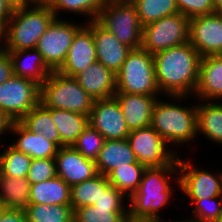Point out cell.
<instances>
[{
	"label": "cell",
	"instance_id": "cell-2",
	"mask_svg": "<svg viewBox=\"0 0 222 222\" xmlns=\"http://www.w3.org/2000/svg\"><path fill=\"white\" fill-rule=\"evenodd\" d=\"M176 186L180 189L178 161L174 165L146 167L137 191L128 198L129 218L164 221L161 210L172 204Z\"/></svg>",
	"mask_w": 222,
	"mask_h": 222
},
{
	"label": "cell",
	"instance_id": "cell-8",
	"mask_svg": "<svg viewBox=\"0 0 222 222\" xmlns=\"http://www.w3.org/2000/svg\"><path fill=\"white\" fill-rule=\"evenodd\" d=\"M190 19L177 13L147 24L142 31L141 48L150 54L185 44L189 41Z\"/></svg>",
	"mask_w": 222,
	"mask_h": 222
},
{
	"label": "cell",
	"instance_id": "cell-24",
	"mask_svg": "<svg viewBox=\"0 0 222 222\" xmlns=\"http://www.w3.org/2000/svg\"><path fill=\"white\" fill-rule=\"evenodd\" d=\"M197 135L222 146V103L221 101L197 100Z\"/></svg>",
	"mask_w": 222,
	"mask_h": 222
},
{
	"label": "cell",
	"instance_id": "cell-31",
	"mask_svg": "<svg viewBox=\"0 0 222 222\" xmlns=\"http://www.w3.org/2000/svg\"><path fill=\"white\" fill-rule=\"evenodd\" d=\"M0 149V174L14 178H27L32 158L17 151L7 142L3 143Z\"/></svg>",
	"mask_w": 222,
	"mask_h": 222
},
{
	"label": "cell",
	"instance_id": "cell-22",
	"mask_svg": "<svg viewBox=\"0 0 222 222\" xmlns=\"http://www.w3.org/2000/svg\"><path fill=\"white\" fill-rule=\"evenodd\" d=\"M13 65V75L30 79L41 85L53 71L46 65L36 49L8 51Z\"/></svg>",
	"mask_w": 222,
	"mask_h": 222
},
{
	"label": "cell",
	"instance_id": "cell-45",
	"mask_svg": "<svg viewBox=\"0 0 222 222\" xmlns=\"http://www.w3.org/2000/svg\"><path fill=\"white\" fill-rule=\"evenodd\" d=\"M14 9L33 4L32 0H6Z\"/></svg>",
	"mask_w": 222,
	"mask_h": 222
},
{
	"label": "cell",
	"instance_id": "cell-16",
	"mask_svg": "<svg viewBox=\"0 0 222 222\" xmlns=\"http://www.w3.org/2000/svg\"><path fill=\"white\" fill-rule=\"evenodd\" d=\"M55 161L57 176L70 187L98 174L95 161L86 159L72 146L60 147Z\"/></svg>",
	"mask_w": 222,
	"mask_h": 222
},
{
	"label": "cell",
	"instance_id": "cell-20",
	"mask_svg": "<svg viewBox=\"0 0 222 222\" xmlns=\"http://www.w3.org/2000/svg\"><path fill=\"white\" fill-rule=\"evenodd\" d=\"M9 134L16 138L13 142L11 137L8 138L11 142L9 144L32 159L55 158L58 152L59 147L55 143L47 140L41 133L30 132L19 121L12 122Z\"/></svg>",
	"mask_w": 222,
	"mask_h": 222
},
{
	"label": "cell",
	"instance_id": "cell-29",
	"mask_svg": "<svg viewBox=\"0 0 222 222\" xmlns=\"http://www.w3.org/2000/svg\"><path fill=\"white\" fill-rule=\"evenodd\" d=\"M106 0H49L46 4L53 11L56 18H62L65 15L82 16L80 22H90L96 20L100 10L103 8ZM70 12V13H69ZM67 13V14H66ZM84 16V17H83ZM85 20H84V19Z\"/></svg>",
	"mask_w": 222,
	"mask_h": 222
},
{
	"label": "cell",
	"instance_id": "cell-38",
	"mask_svg": "<svg viewBox=\"0 0 222 222\" xmlns=\"http://www.w3.org/2000/svg\"><path fill=\"white\" fill-rule=\"evenodd\" d=\"M93 206L98 208H129L128 198L101 174V194Z\"/></svg>",
	"mask_w": 222,
	"mask_h": 222
},
{
	"label": "cell",
	"instance_id": "cell-50",
	"mask_svg": "<svg viewBox=\"0 0 222 222\" xmlns=\"http://www.w3.org/2000/svg\"><path fill=\"white\" fill-rule=\"evenodd\" d=\"M49 0H32L33 3H47Z\"/></svg>",
	"mask_w": 222,
	"mask_h": 222
},
{
	"label": "cell",
	"instance_id": "cell-37",
	"mask_svg": "<svg viewBox=\"0 0 222 222\" xmlns=\"http://www.w3.org/2000/svg\"><path fill=\"white\" fill-rule=\"evenodd\" d=\"M104 142V137L89 124L72 147L86 159L96 161Z\"/></svg>",
	"mask_w": 222,
	"mask_h": 222
},
{
	"label": "cell",
	"instance_id": "cell-47",
	"mask_svg": "<svg viewBox=\"0 0 222 222\" xmlns=\"http://www.w3.org/2000/svg\"><path fill=\"white\" fill-rule=\"evenodd\" d=\"M211 3L216 11H222V0H211Z\"/></svg>",
	"mask_w": 222,
	"mask_h": 222
},
{
	"label": "cell",
	"instance_id": "cell-33",
	"mask_svg": "<svg viewBox=\"0 0 222 222\" xmlns=\"http://www.w3.org/2000/svg\"><path fill=\"white\" fill-rule=\"evenodd\" d=\"M71 205L29 204L27 222H74Z\"/></svg>",
	"mask_w": 222,
	"mask_h": 222
},
{
	"label": "cell",
	"instance_id": "cell-28",
	"mask_svg": "<svg viewBox=\"0 0 222 222\" xmlns=\"http://www.w3.org/2000/svg\"><path fill=\"white\" fill-rule=\"evenodd\" d=\"M19 122L30 132L41 133L47 140L61 147L58 129L51 118V108L39 102Z\"/></svg>",
	"mask_w": 222,
	"mask_h": 222
},
{
	"label": "cell",
	"instance_id": "cell-53",
	"mask_svg": "<svg viewBox=\"0 0 222 222\" xmlns=\"http://www.w3.org/2000/svg\"><path fill=\"white\" fill-rule=\"evenodd\" d=\"M217 222H222V214L220 215V218Z\"/></svg>",
	"mask_w": 222,
	"mask_h": 222
},
{
	"label": "cell",
	"instance_id": "cell-25",
	"mask_svg": "<svg viewBox=\"0 0 222 222\" xmlns=\"http://www.w3.org/2000/svg\"><path fill=\"white\" fill-rule=\"evenodd\" d=\"M70 190L71 187L58 176L31 184L29 204L71 205Z\"/></svg>",
	"mask_w": 222,
	"mask_h": 222
},
{
	"label": "cell",
	"instance_id": "cell-39",
	"mask_svg": "<svg viewBox=\"0 0 222 222\" xmlns=\"http://www.w3.org/2000/svg\"><path fill=\"white\" fill-rule=\"evenodd\" d=\"M57 176L55 158L32 159L27 180L30 184L44 182Z\"/></svg>",
	"mask_w": 222,
	"mask_h": 222
},
{
	"label": "cell",
	"instance_id": "cell-48",
	"mask_svg": "<svg viewBox=\"0 0 222 222\" xmlns=\"http://www.w3.org/2000/svg\"><path fill=\"white\" fill-rule=\"evenodd\" d=\"M124 222H159L157 220L131 219L127 218Z\"/></svg>",
	"mask_w": 222,
	"mask_h": 222
},
{
	"label": "cell",
	"instance_id": "cell-3",
	"mask_svg": "<svg viewBox=\"0 0 222 222\" xmlns=\"http://www.w3.org/2000/svg\"><path fill=\"white\" fill-rule=\"evenodd\" d=\"M162 97L166 100H162ZM191 97L161 96L152 111L151 126L178 155H181V147L186 146L188 149L187 147L200 139L197 135V99L194 103L186 104L187 99L190 100Z\"/></svg>",
	"mask_w": 222,
	"mask_h": 222
},
{
	"label": "cell",
	"instance_id": "cell-15",
	"mask_svg": "<svg viewBox=\"0 0 222 222\" xmlns=\"http://www.w3.org/2000/svg\"><path fill=\"white\" fill-rule=\"evenodd\" d=\"M97 61L93 40L92 21L86 22L75 34L66 60L58 72L67 77H75Z\"/></svg>",
	"mask_w": 222,
	"mask_h": 222
},
{
	"label": "cell",
	"instance_id": "cell-32",
	"mask_svg": "<svg viewBox=\"0 0 222 222\" xmlns=\"http://www.w3.org/2000/svg\"><path fill=\"white\" fill-rule=\"evenodd\" d=\"M141 25L179 13L175 0H133Z\"/></svg>",
	"mask_w": 222,
	"mask_h": 222
},
{
	"label": "cell",
	"instance_id": "cell-18",
	"mask_svg": "<svg viewBox=\"0 0 222 222\" xmlns=\"http://www.w3.org/2000/svg\"><path fill=\"white\" fill-rule=\"evenodd\" d=\"M119 103L129 130L151 125L152 111L161 95H138L116 92L113 96Z\"/></svg>",
	"mask_w": 222,
	"mask_h": 222
},
{
	"label": "cell",
	"instance_id": "cell-14",
	"mask_svg": "<svg viewBox=\"0 0 222 222\" xmlns=\"http://www.w3.org/2000/svg\"><path fill=\"white\" fill-rule=\"evenodd\" d=\"M89 124L96 129L105 140L127 139L130 133L121 107L114 97L94 101L93 108L89 115Z\"/></svg>",
	"mask_w": 222,
	"mask_h": 222
},
{
	"label": "cell",
	"instance_id": "cell-40",
	"mask_svg": "<svg viewBox=\"0 0 222 222\" xmlns=\"http://www.w3.org/2000/svg\"><path fill=\"white\" fill-rule=\"evenodd\" d=\"M179 13L189 19L216 12L211 0H175Z\"/></svg>",
	"mask_w": 222,
	"mask_h": 222
},
{
	"label": "cell",
	"instance_id": "cell-10",
	"mask_svg": "<svg viewBox=\"0 0 222 222\" xmlns=\"http://www.w3.org/2000/svg\"><path fill=\"white\" fill-rule=\"evenodd\" d=\"M73 20L55 18L37 42L36 49L52 71H58L64 64L76 32L85 24Z\"/></svg>",
	"mask_w": 222,
	"mask_h": 222
},
{
	"label": "cell",
	"instance_id": "cell-9",
	"mask_svg": "<svg viewBox=\"0 0 222 222\" xmlns=\"http://www.w3.org/2000/svg\"><path fill=\"white\" fill-rule=\"evenodd\" d=\"M189 157L183 160V157L178 155V168L180 189L179 192L187 199H204L208 197L222 196V169L213 170L208 168L204 170L199 167L193 160H188ZM197 164V165H195ZM198 166V167H197ZM213 170V171H212Z\"/></svg>",
	"mask_w": 222,
	"mask_h": 222
},
{
	"label": "cell",
	"instance_id": "cell-6",
	"mask_svg": "<svg viewBox=\"0 0 222 222\" xmlns=\"http://www.w3.org/2000/svg\"><path fill=\"white\" fill-rule=\"evenodd\" d=\"M116 92L162 95L155 77L153 55L142 48L132 49L116 74Z\"/></svg>",
	"mask_w": 222,
	"mask_h": 222
},
{
	"label": "cell",
	"instance_id": "cell-26",
	"mask_svg": "<svg viewBox=\"0 0 222 222\" xmlns=\"http://www.w3.org/2000/svg\"><path fill=\"white\" fill-rule=\"evenodd\" d=\"M51 118L58 129L61 147L72 146L89 125V116L51 108Z\"/></svg>",
	"mask_w": 222,
	"mask_h": 222
},
{
	"label": "cell",
	"instance_id": "cell-35",
	"mask_svg": "<svg viewBox=\"0 0 222 222\" xmlns=\"http://www.w3.org/2000/svg\"><path fill=\"white\" fill-rule=\"evenodd\" d=\"M70 203L73 211L82 206L95 203L101 194V174L98 173L91 179L71 186Z\"/></svg>",
	"mask_w": 222,
	"mask_h": 222
},
{
	"label": "cell",
	"instance_id": "cell-23",
	"mask_svg": "<svg viewBox=\"0 0 222 222\" xmlns=\"http://www.w3.org/2000/svg\"><path fill=\"white\" fill-rule=\"evenodd\" d=\"M136 162L137 159L127 139L105 140L95 161L97 172L106 177L114 169Z\"/></svg>",
	"mask_w": 222,
	"mask_h": 222
},
{
	"label": "cell",
	"instance_id": "cell-11",
	"mask_svg": "<svg viewBox=\"0 0 222 222\" xmlns=\"http://www.w3.org/2000/svg\"><path fill=\"white\" fill-rule=\"evenodd\" d=\"M40 102V85L30 79L12 75L0 84V110L9 119L20 121Z\"/></svg>",
	"mask_w": 222,
	"mask_h": 222
},
{
	"label": "cell",
	"instance_id": "cell-49",
	"mask_svg": "<svg viewBox=\"0 0 222 222\" xmlns=\"http://www.w3.org/2000/svg\"><path fill=\"white\" fill-rule=\"evenodd\" d=\"M186 217L185 218H183V220L180 218V220H173V219H170V220H167V219H165L164 221H162V222H195V221H192V220H190V219H187V215H185ZM185 219V220H184Z\"/></svg>",
	"mask_w": 222,
	"mask_h": 222
},
{
	"label": "cell",
	"instance_id": "cell-34",
	"mask_svg": "<svg viewBox=\"0 0 222 222\" xmlns=\"http://www.w3.org/2000/svg\"><path fill=\"white\" fill-rule=\"evenodd\" d=\"M129 217V208H98L82 206L73 212L74 222H124Z\"/></svg>",
	"mask_w": 222,
	"mask_h": 222
},
{
	"label": "cell",
	"instance_id": "cell-21",
	"mask_svg": "<svg viewBox=\"0 0 222 222\" xmlns=\"http://www.w3.org/2000/svg\"><path fill=\"white\" fill-rule=\"evenodd\" d=\"M94 99H109L116 93V74L99 61H95L74 77Z\"/></svg>",
	"mask_w": 222,
	"mask_h": 222
},
{
	"label": "cell",
	"instance_id": "cell-13",
	"mask_svg": "<svg viewBox=\"0 0 222 222\" xmlns=\"http://www.w3.org/2000/svg\"><path fill=\"white\" fill-rule=\"evenodd\" d=\"M201 57L222 54V11L193 17L189 21V41Z\"/></svg>",
	"mask_w": 222,
	"mask_h": 222
},
{
	"label": "cell",
	"instance_id": "cell-27",
	"mask_svg": "<svg viewBox=\"0 0 222 222\" xmlns=\"http://www.w3.org/2000/svg\"><path fill=\"white\" fill-rule=\"evenodd\" d=\"M30 182L0 174V203L4 209L25 210L29 205Z\"/></svg>",
	"mask_w": 222,
	"mask_h": 222
},
{
	"label": "cell",
	"instance_id": "cell-7",
	"mask_svg": "<svg viewBox=\"0 0 222 222\" xmlns=\"http://www.w3.org/2000/svg\"><path fill=\"white\" fill-rule=\"evenodd\" d=\"M96 21L131 49L141 48L143 26L132 2L106 0Z\"/></svg>",
	"mask_w": 222,
	"mask_h": 222
},
{
	"label": "cell",
	"instance_id": "cell-36",
	"mask_svg": "<svg viewBox=\"0 0 222 222\" xmlns=\"http://www.w3.org/2000/svg\"><path fill=\"white\" fill-rule=\"evenodd\" d=\"M186 204L192 209L188 219L195 222H217L222 214V196L188 199Z\"/></svg>",
	"mask_w": 222,
	"mask_h": 222
},
{
	"label": "cell",
	"instance_id": "cell-5",
	"mask_svg": "<svg viewBox=\"0 0 222 222\" xmlns=\"http://www.w3.org/2000/svg\"><path fill=\"white\" fill-rule=\"evenodd\" d=\"M94 99L74 77L53 71L40 85V103L47 108L62 109L89 116Z\"/></svg>",
	"mask_w": 222,
	"mask_h": 222
},
{
	"label": "cell",
	"instance_id": "cell-42",
	"mask_svg": "<svg viewBox=\"0 0 222 222\" xmlns=\"http://www.w3.org/2000/svg\"><path fill=\"white\" fill-rule=\"evenodd\" d=\"M0 222H27L25 210L4 209L0 214Z\"/></svg>",
	"mask_w": 222,
	"mask_h": 222
},
{
	"label": "cell",
	"instance_id": "cell-51",
	"mask_svg": "<svg viewBox=\"0 0 222 222\" xmlns=\"http://www.w3.org/2000/svg\"><path fill=\"white\" fill-rule=\"evenodd\" d=\"M3 210H4V205L2 203H0V214Z\"/></svg>",
	"mask_w": 222,
	"mask_h": 222
},
{
	"label": "cell",
	"instance_id": "cell-19",
	"mask_svg": "<svg viewBox=\"0 0 222 222\" xmlns=\"http://www.w3.org/2000/svg\"><path fill=\"white\" fill-rule=\"evenodd\" d=\"M192 98L222 102V54L201 57L198 85Z\"/></svg>",
	"mask_w": 222,
	"mask_h": 222
},
{
	"label": "cell",
	"instance_id": "cell-41",
	"mask_svg": "<svg viewBox=\"0 0 222 222\" xmlns=\"http://www.w3.org/2000/svg\"><path fill=\"white\" fill-rule=\"evenodd\" d=\"M13 75V65L11 57L6 50L0 51V84L8 80Z\"/></svg>",
	"mask_w": 222,
	"mask_h": 222
},
{
	"label": "cell",
	"instance_id": "cell-30",
	"mask_svg": "<svg viewBox=\"0 0 222 222\" xmlns=\"http://www.w3.org/2000/svg\"><path fill=\"white\" fill-rule=\"evenodd\" d=\"M145 168L137 161L136 163L114 169L107 178L112 186L129 198L137 191Z\"/></svg>",
	"mask_w": 222,
	"mask_h": 222
},
{
	"label": "cell",
	"instance_id": "cell-4",
	"mask_svg": "<svg viewBox=\"0 0 222 222\" xmlns=\"http://www.w3.org/2000/svg\"><path fill=\"white\" fill-rule=\"evenodd\" d=\"M56 18L46 3H33L13 10L5 25V50L36 48L40 37Z\"/></svg>",
	"mask_w": 222,
	"mask_h": 222
},
{
	"label": "cell",
	"instance_id": "cell-43",
	"mask_svg": "<svg viewBox=\"0 0 222 222\" xmlns=\"http://www.w3.org/2000/svg\"><path fill=\"white\" fill-rule=\"evenodd\" d=\"M11 124L12 121L9 119V117L3 111L0 110V145L6 143L5 141L7 140L2 139H4L6 135H8L9 137Z\"/></svg>",
	"mask_w": 222,
	"mask_h": 222
},
{
	"label": "cell",
	"instance_id": "cell-1",
	"mask_svg": "<svg viewBox=\"0 0 222 222\" xmlns=\"http://www.w3.org/2000/svg\"><path fill=\"white\" fill-rule=\"evenodd\" d=\"M156 83L162 96H193L201 56L189 43L153 54Z\"/></svg>",
	"mask_w": 222,
	"mask_h": 222
},
{
	"label": "cell",
	"instance_id": "cell-12",
	"mask_svg": "<svg viewBox=\"0 0 222 222\" xmlns=\"http://www.w3.org/2000/svg\"><path fill=\"white\" fill-rule=\"evenodd\" d=\"M127 140L137 161L145 167L174 165L178 161V154L151 125L131 130Z\"/></svg>",
	"mask_w": 222,
	"mask_h": 222
},
{
	"label": "cell",
	"instance_id": "cell-46",
	"mask_svg": "<svg viewBox=\"0 0 222 222\" xmlns=\"http://www.w3.org/2000/svg\"><path fill=\"white\" fill-rule=\"evenodd\" d=\"M5 50V25L0 23V51Z\"/></svg>",
	"mask_w": 222,
	"mask_h": 222
},
{
	"label": "cell",
	"instance_id": "cell-17",
	"mask_svg": "<svg viewBox=\"0 0 222 222\" xmlns=\"http://www.w3.org/2000/svg\"><path fill=\"white\" fill-rule=\"evenodd\" d=\"M92 33L97 61L117 74L132 49L121 43L114 34L102 27L96 20H92Z\"/></svg>",
	"mask_w": 222,
	"mask_h": 222
},
{
	"label": "cell",
	"instance_id": "cell-44",
	"mask_svg": "<svg viewBox=\"0 0 222 222\" xmlns=\"http://www.w3.org/2000/svg\"><path fill=\"white\" fill-rule=\"evenodd\" d=\"M14 8L6 1L0 0V23L6 25L11 18Z\"/></svg>",
	"mask_w": 222,
	"mask_h": 222
},
{
	"label": "cell",
	"instance_id": "cell-52",
	"mask_svg": "<svg viewBox=\"0 0 222 222\" xmlns=\"http://www.w3.org/2000/svg\"><path fill=\"white\" fill-rule=\"evenodd\" d=\"M112 1H127V2H132L133 0H112Z\"/></svg>",
	"mask_w": 222,
	"mask_h": 222
}]
</instances>
